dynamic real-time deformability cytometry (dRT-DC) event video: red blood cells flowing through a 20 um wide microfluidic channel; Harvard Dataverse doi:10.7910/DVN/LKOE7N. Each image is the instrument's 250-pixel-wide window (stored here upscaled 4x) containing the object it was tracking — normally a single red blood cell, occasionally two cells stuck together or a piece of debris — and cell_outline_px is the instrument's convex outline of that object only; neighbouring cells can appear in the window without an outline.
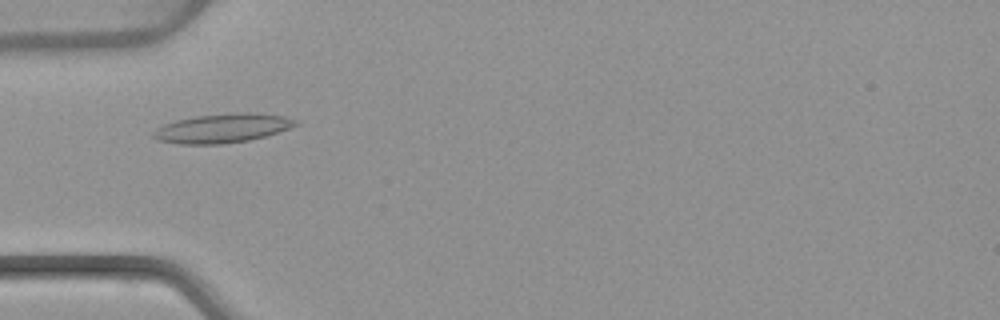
{"species": "common noctule bat (a hibernating species)", "species_latin": "Nyctalus noctula", "temperature_condition": "warm", "stored_images_in_passage": 53, "camera_frame_rate_fps": 3000, "um_per_image_px": 0.085, "animal": {"sex": "female", "body_mass_g": 22.7, "forearm_length_mm": 54.2}, "frame": {"image": 1, "passage_image": 17, "time_ms": 5.333, "image_size_px": [1000, 320], "cell_outline_px": [[300, 124], [264, 136], [248, 140], [220, 144], [176, 144], [156, 140], [152, 136], [152, 132], [156, 128], [164, 124], [176, 120], [196, 116], [236, 112], [248, 112], [284, 116], [296, 120]], "centroid_in_image_um": [18.85, 10.9], "position_along_channel_um": 66.2, "area_um2": 24.04}}
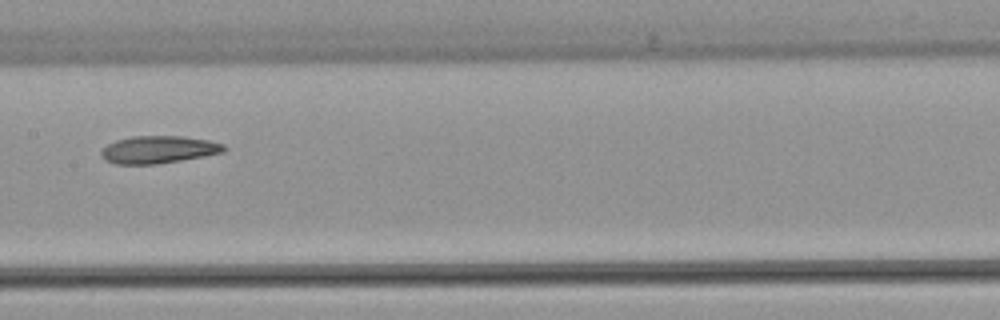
{"frame": {"image": 2, "passage_image": 27, "time_ms": 8.667, "image_size_px": [1000, 320], "cell_outline_px": [[228, 148], [224, 152], [204, 156], [156, 164], [116, 164], [104, 160], [100, 156], [100, 152], [108, 144], [116, 140], [132, 136], [184, 136], [208, 140], [224, 144]], "centroid_in_image_um": [13.47, 12.71], "position_along_channel_um": 193.9, "area_um2": 19.71}}
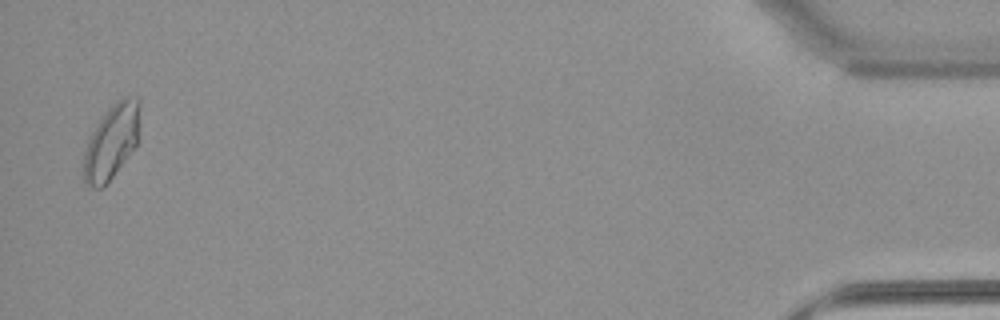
{"frame": {"image": 3, "passage_image": 52, "time_ms": 17.0, "image_size_px": [1000, 320], "cell_outline_px": [[140, 104], [136, 144], [104, 188], [92, 188], [84, 184], [84, 152], [88, 140], [96, 124], [116, 100], [128, 96], [136, 96], [140, 100]], "centroid_in_image_um": [9.46, 12.05], "position_along_channel_um": 425.7, "area_um2": 24.1}, "authors_computed_cell_mechanics": {"area_um2": 21.1548, "velocity_mm_per_s": 3.8496, "shape_relaxation_time_tau1_ms": null, "shape_relaxation_time_tau2_ms": 8.6014, "deformation_change_tau1": null, "deformation_change_tau2": 0.1756}}